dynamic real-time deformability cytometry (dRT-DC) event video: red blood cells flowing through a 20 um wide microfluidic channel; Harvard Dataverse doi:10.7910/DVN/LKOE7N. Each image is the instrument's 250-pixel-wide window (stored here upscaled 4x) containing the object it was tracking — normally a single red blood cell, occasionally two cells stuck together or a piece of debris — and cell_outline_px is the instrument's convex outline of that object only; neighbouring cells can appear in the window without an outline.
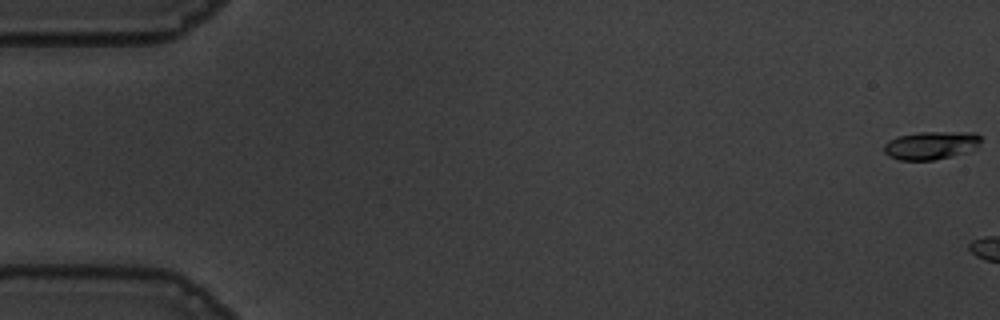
{"species": "common noctule bat (a hibernating species)", "species_latin": "Nyctalus noctula", "temperature_condition": "warm", "stored_images_in_passage": 6, "camera_frame_rate_fps": 3000, "um_per_image_px": 0.085, "animal": {"sex": "male", "body_mass_g": 19.5, "forearm_length_mm": 54.6}, "frame": {"image": 1, "passage_image": 1, "time_ms": 0.0, "image_size_px": [1000, 320], "cell_outline_px": [[980, 144], [976, 148], [968, 152], [952, 156], [932, 160], [900, 160], [888, 156], [884, 152], [884, 144], [888, 140], [896, 136], [920, 132], [976, 132], [980, 136]], "centroid_in_image_um": [79.13, 12.35], "position_along_channel_um": 5.9, "area_um2": 16.07}}